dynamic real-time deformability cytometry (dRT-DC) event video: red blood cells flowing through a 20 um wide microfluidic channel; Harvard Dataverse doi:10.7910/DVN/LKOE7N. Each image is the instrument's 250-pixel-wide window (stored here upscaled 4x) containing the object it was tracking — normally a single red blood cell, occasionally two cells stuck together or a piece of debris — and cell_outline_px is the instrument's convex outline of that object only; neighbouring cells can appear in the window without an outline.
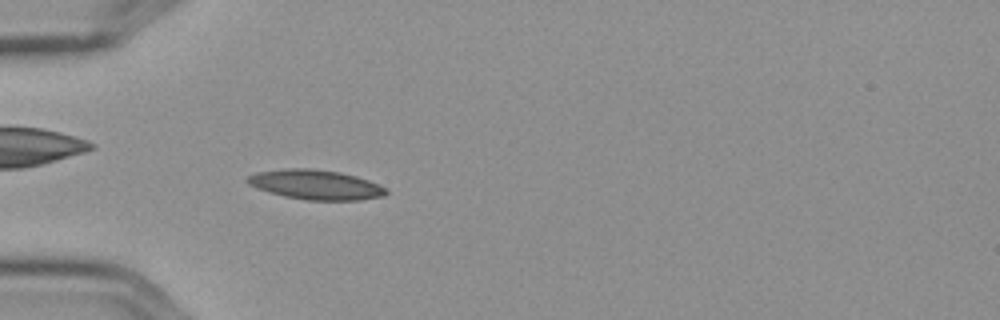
{"species": "Egyptian fruit bat (a non-hibernating species)", "species_latin": "Rousettus aegyptiacus", "temperature_condition": "cold", "stored_images_in_passage": 4, "camera_frame_rate_fps": 3000, "um_per_image_px": 0.085, "frame": {"image": 1, "passage_image": 4, "time_ms": 1.0, "image_size_px": [1000, 320], "cell_outline_px": [[388, 192], [384, 196], [360, 200], [308, 200], [284, 196], [268, 192], [248, 184], [244, 180], [248, 176], [256, 172], [284, 168], [316, 168], [340, 172], [356, 176], [368, 180], [388, 188]], "centroid_in_image_um": [26.83, 15.69], "position_along_channel_um": 58.2, "area_um2": 24.22}}